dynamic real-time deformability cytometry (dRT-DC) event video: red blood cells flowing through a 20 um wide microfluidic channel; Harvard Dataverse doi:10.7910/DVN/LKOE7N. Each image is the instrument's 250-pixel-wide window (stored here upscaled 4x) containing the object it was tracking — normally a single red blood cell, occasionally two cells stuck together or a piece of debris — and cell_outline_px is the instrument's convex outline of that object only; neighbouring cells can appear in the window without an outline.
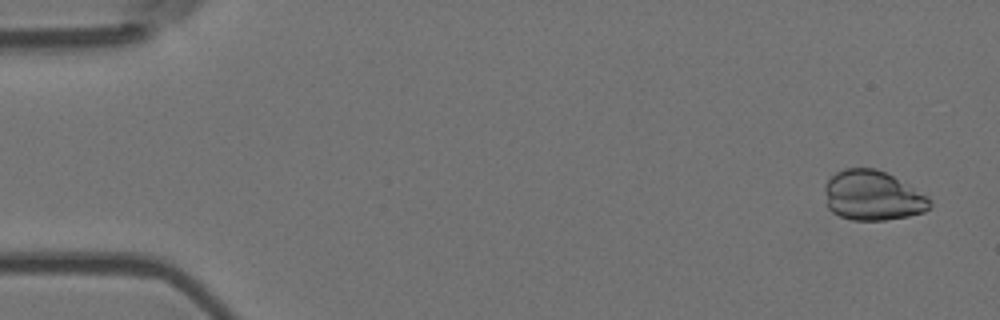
{"species": "Egyptian fruit bat (a non-hibernating species)", "species_latin": "Rousettus aegyptiacus", "temperature_condition": "room temperature", "stored_images_in_passage": 4, "camera_frame_rate_fps": 3000, "um_per_image_px": 0.085, "animal": {"sex": "female"}, "frame": {"image": 1, "passage_image": 1, "time_ms": 0.0, "image_size_px": [1000, 320], "cell_outline_px": [[932, 208], [924, 212], [908, 216], [884, 220], [852, 220], [840, 216], [832, 212], [828, 208], [824, 192], [824, 184], [836, 172], [844, 168], [876, 168], [892, 176], [928, 196], [932, 200]], "centroid_in_image_um": [74.17, 16.64], "position_along_channel_um": 10.8, "area_um2": 30.58}}
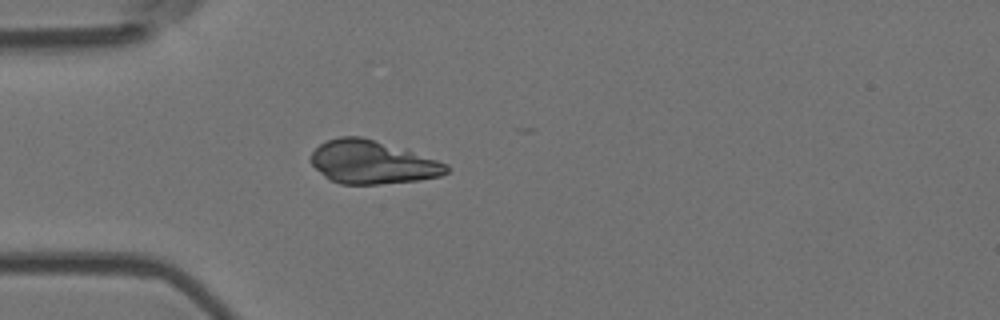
{"frame": {"image": 2, "passage_image": 4, "time_ms": 1.0, "image_size_px": [1000, 320], "cell_outline_px": [[448, 172], [440, 176], [420, 180], [376, 184], [340, 184], [324, 176], [308, 160], [312, 152], [320, 144], [328, 140], [340, 136], [360, 136], [408, 148], [448, 164]], "centroid_in_image_um": [31.67, 13.77], "position_along_channel_um": 53.3, "area_um2": 34.51}}